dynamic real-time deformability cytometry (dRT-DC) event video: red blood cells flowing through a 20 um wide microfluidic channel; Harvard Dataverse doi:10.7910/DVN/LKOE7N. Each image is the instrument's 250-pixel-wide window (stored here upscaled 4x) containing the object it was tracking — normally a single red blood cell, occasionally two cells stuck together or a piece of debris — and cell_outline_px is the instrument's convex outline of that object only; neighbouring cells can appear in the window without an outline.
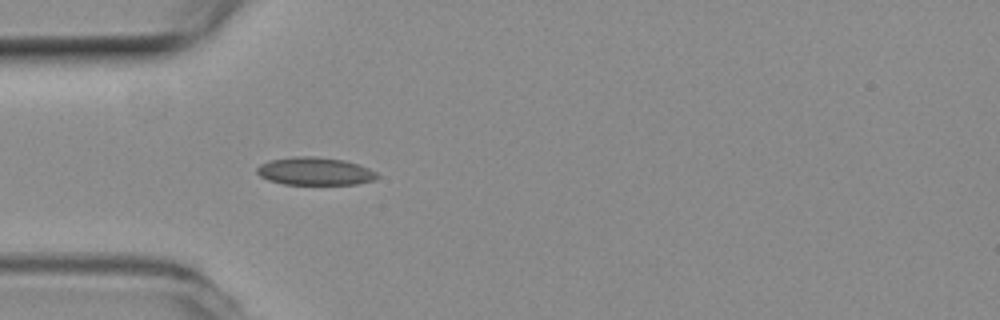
{"species": "common noctule bat (a hibernating species)", "species_latin": "Nyctalus noctula", "temperature_condition": "room temperature", "stored_images_in_passage": 4, "camera_frame_rate_fps": 3000, "um_per_image_px": 0.085, "animal": {"sex": "female", "body_mass_g": 19.3, "forearm_length_mm": 54.1}, "frame": {"image": 1, "passage_image": 4, "time_ms": 1.0, "image_size_px": [1000, 320], "cell_outline_px": [[380, 176], [372, 180], [356, 184], [284, 184], [268, 180], [260, 176], [256, 172], [256, 168], [260, 164], [268, 160], [296, 156], [316, 156], [344, 160], [360, 164], [376, 172]], "centroid_in_image_um": [26.75, 14.54], "position_along_channel_um": 58.3, "area_um2": 19.59}}